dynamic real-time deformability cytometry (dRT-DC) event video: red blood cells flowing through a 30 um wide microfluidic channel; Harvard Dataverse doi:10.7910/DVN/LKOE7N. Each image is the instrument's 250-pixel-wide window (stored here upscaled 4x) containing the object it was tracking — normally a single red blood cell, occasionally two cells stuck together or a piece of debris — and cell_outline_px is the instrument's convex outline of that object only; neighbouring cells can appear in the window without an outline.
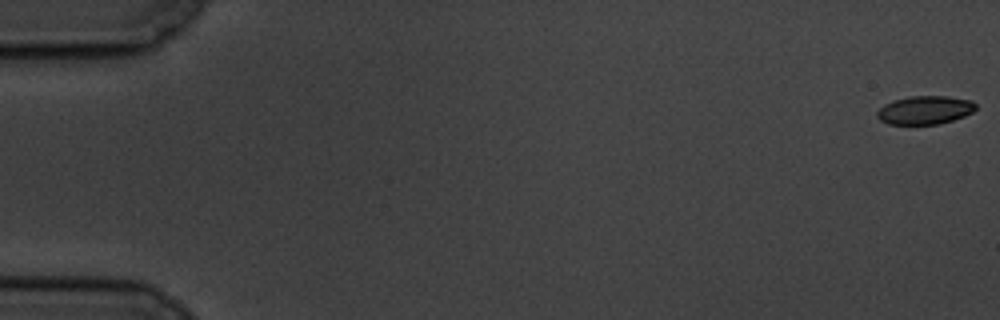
{"species": "common noctule bat (a hibernating species)", "species_latin": "Nyctalus noctula", "temperature_condition": "cold", "stored_images_in_passage": 59, "camera_frame_rate_fps": 3000, "um_per_image_px": 0.085, "animal": {"sex": "male", "body_mass_g": 19.5, "forearm_length_mm": 54.6}, "frame": {"image": 1, "passage_image": 1, "time_ms": 0.0, "image_size_px": [1000, 320], "cell_outline_px": [[976, 108], [972, 112], [964, 116], [940, 124], [888, 124], [880, 120], [876, 116], [876, 112], [884, 104], [896, 100], [912, 96], [948, 96], [972, 100], [976, 104]], "centroid_in_image_um": [78.63, 9.36], "position_along_channel_um": 6.4, "area_um2": 16.3}}
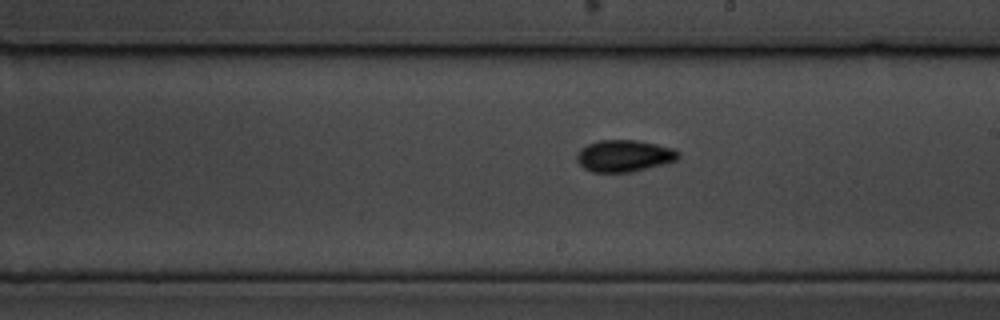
{"frame": {"image": 2, "passage_image": 34, "time_ms": 11.0, "image_size_px": [1000, 320], "cell_outline_px": [[680, 156], [676, 160], [664, 164], [632, 172], [592, 172], [584, 168], [576, 160], [576, 156], [588, 144], [600, 140], [636, 140], [656, 144], [672, 148], [680, 152]], "centroid_in_image_um": [53.08, 13.25], "position_along_channel_um": 235.9, "area_um2": 18.67}}
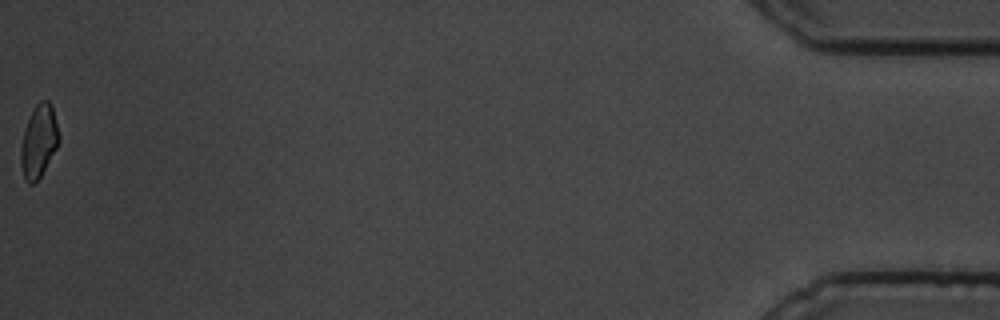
{"frame": {"image": 3, "passage_image": 59, "time_ms": 19.333, "image_size_px": [1000, 320], "cell_outline_px": [[60, 140], [56, 148], [40, 176], [32, 184], [28, 184], [24, 180], [20, 164], [20, 148], [24, 128], [32, 108], [40, 100], [48, 100], [52, 108], [60, 136]], "centroid_in_image_um": [3.26, 11.99], "position_along_channel_um": 431.9, "area_um2": 16.18}, "authors_computed_cell_mechanics": {"area_um2": 17.2822, "velocity_mm_per_s": 3.4912, "shape_relaxation_time_tau1_ms": 2.8299, "shape_relaxation_time_tau2_ms": null, "deformation_change_tau1": 0.0818, "deformation_change_tau2": null}}